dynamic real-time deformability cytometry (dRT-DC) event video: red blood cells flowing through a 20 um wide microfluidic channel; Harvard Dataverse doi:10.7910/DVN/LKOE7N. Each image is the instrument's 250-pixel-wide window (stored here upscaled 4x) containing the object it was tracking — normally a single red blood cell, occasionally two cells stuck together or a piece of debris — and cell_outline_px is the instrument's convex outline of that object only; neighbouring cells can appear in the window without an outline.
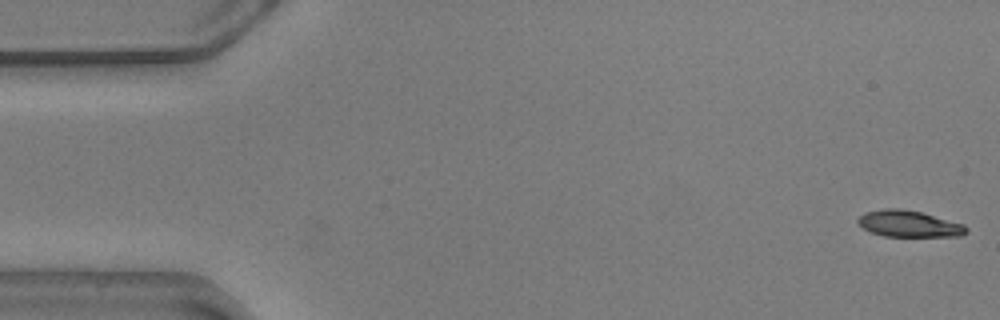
{"species": "common noctule bat (a hibernating species)", "species_latin": "Nyctalus noctula", "temperature_condition": "warm", "stored_images_in_passage": 7, "camera_frame_rate_fps": 3000, "um_per_image_px": 0.085, "animal": {"sex": "male", "body_mass_g": 20.5, "forearm_length_mm": 52.5}, "frame": {"image": 1, "passage_image": 1, "time_ms": 0.0, "image_size_px": [1000, 320], "cell_outline_px": [[968, 232], [960, 236], [884, 236], [872, 232], [864, 228], [856, 220], [864, 212], [884, 208], [900, 208], [920, 212], [964, 224], [968, 228]], "centroid_in_image_um": [77.27, 19.01], "position_along_channel_um": 7.7, "area_um2": 16.59}}